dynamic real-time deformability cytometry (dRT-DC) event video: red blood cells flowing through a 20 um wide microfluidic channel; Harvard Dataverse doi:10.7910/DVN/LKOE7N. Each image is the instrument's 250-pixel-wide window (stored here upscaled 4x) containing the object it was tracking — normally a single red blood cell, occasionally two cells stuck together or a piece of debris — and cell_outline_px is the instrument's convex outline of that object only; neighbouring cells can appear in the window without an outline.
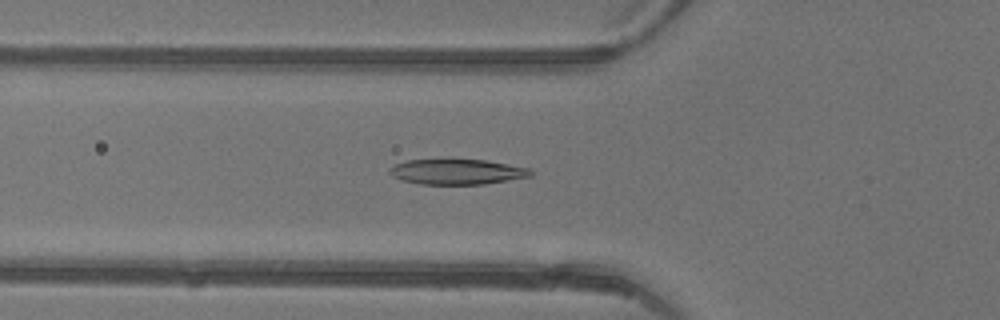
{"species": "common noctule bat (a hibernating species)", "species_latin": "Nyctalus noctula", "temperature_condition": "warm", "stored_images_in_passage": 48, "camera_frame_rate_fps": 3000, "um_per_image_px": 0.085, "animal": {"sex": "female"}, "frame": {"image": 1, "passage_image": 18, "time_ms": 5.667, "image_size_px": [1000, 320], "cell_outline_px": [[532, 176], [484, 184], [420, 184], [404, 180], [392, 176], [388, 172], [388, 168], [396, 164], [408, 160], [452, 156], [484, 160], [528, 168], [532, 172]], "centroid_in_image_um": [38.78, 14.55], "position_along_channel_um": 87.0, "area_um2": 21.56}}
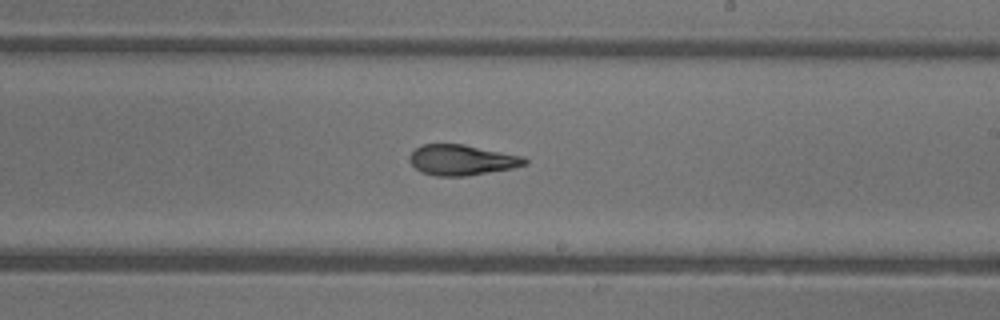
{"frame": {"image": 2, "passage_image": 29, "time_ms": 9.333, "image_size_px": [1000, 320], "cell_outline_px": [[528, 164], [512, 168], [464, 176], [436, 176], [420, 172], [408, 160], [408, 156], [416, 148], [424, 144], [464, 144], [524, 156], [528, 160]], "centroid_in_image_um": [39.25, 13.59], "position_along_channel_um": 249.7, "area_um2": 20.52}}
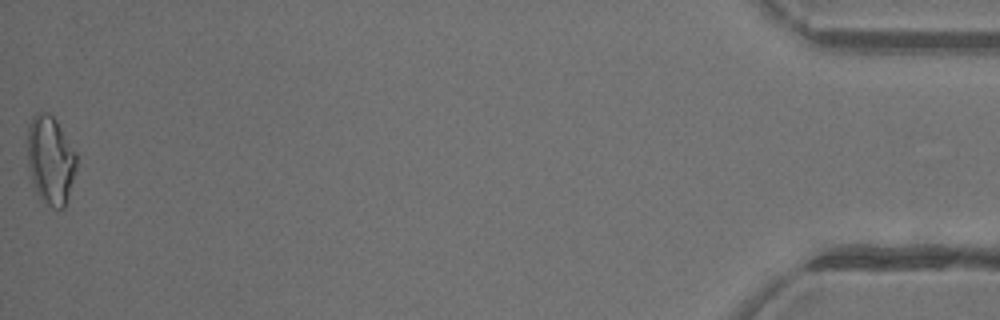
{"frame": {"image": 3, "passage_image": 48, "time_ms": 15.667, "image_size_px": [1000, 320], "cell_outline_px": [[76, 168], [68, 196], [64, 208], [52, 208], [36, 192], [32, 184], [28, 164], [28, 124], [32, 116], [36, 112], [48, 112], [56, 120], [76, 152]], "centroid_in_image_um": [4.28, 13.57], "position_along_channel_um": 430.9, "area_um2": 25.14}, "authors_computed_cell_mechanics": {"area_um2": 21.3571, "velocity_mm_per_s": 4.4173, "shape_relaxation_time_tau1_ms": 7.2102, "shape_relaxation_time_tau2_ms": 1.8671, "deformation_change_tau1": 0.2269, "deformation_change_tau2": 0.098}}